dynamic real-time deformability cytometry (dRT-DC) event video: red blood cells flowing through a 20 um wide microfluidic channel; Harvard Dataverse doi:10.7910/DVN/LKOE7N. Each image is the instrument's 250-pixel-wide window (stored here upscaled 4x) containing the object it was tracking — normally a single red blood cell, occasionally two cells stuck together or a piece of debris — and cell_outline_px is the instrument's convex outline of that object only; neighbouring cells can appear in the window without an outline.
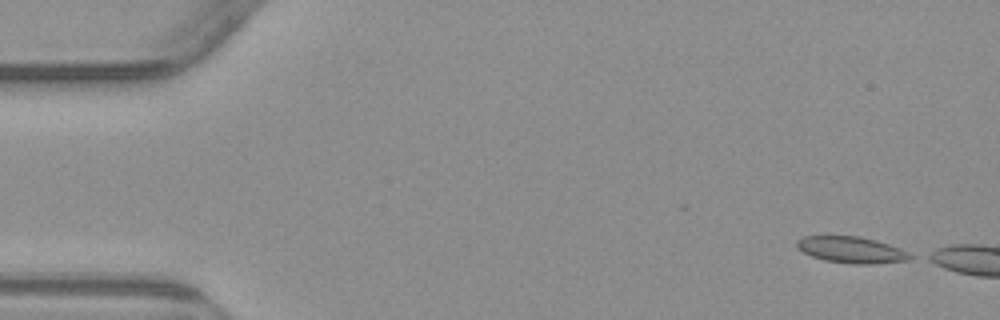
{"species": "common noctule bat (a hibernating species)", "species_latin": "Nyctalus noctula", "temperature_condition": "warm", "stored_images_in_passage": 5, "segment_of_instrument_passage": [2, 2], "camera_frame_rate_fps": 3000, "um_per_image_px": 0.085, "animal": {"sex": "male", "body_mass_g": 23.1, "forearm_length_mm": 52.7}, "frame": {"image": 1, "passage_image": 5, "time_ms": 5.667, "image_size_px": [1000, 320], "cell_outline_px": [[916, 256], [908, 260], [872, 264], [852, 264], [824, 260], [812, 256], [796, 248], [796, 240], [804, 236], [860, 236], [888, 244], [900, 248]], "centroid_in_image_um": [72.37, 21.24], "position_along_channel_um": 12.6, "area_um2": 17.46}}